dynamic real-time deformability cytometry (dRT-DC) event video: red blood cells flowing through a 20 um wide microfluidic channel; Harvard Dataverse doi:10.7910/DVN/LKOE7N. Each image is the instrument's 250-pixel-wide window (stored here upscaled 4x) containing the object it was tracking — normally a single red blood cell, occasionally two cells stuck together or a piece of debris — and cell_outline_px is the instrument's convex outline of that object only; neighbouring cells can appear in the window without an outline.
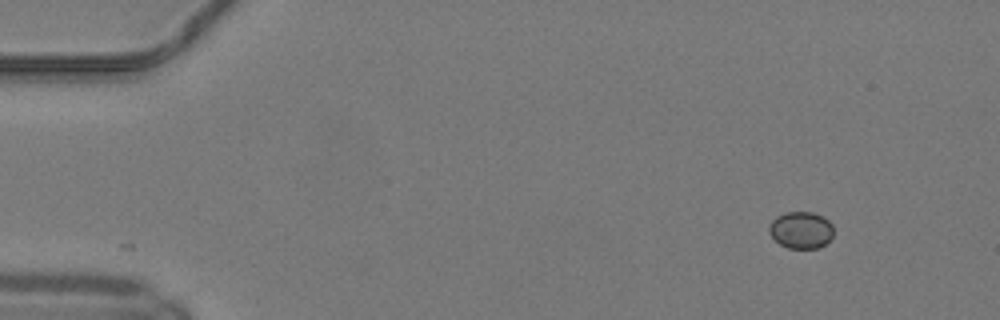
{"species": "common noctule bat (a hibernating species)", "species_latin": "Nyctalus noctula", "temperature_condition": "warm", "stored_images_in_passage": 46, "camera_frame_rate_fps": 3000, "um_per_image_px": 0.085, "animal": {"sex": "male", "body_mass_g": 19.2, "forearm_length_mm": 51.8}, "frame": {"image": 1, "passage_image": 1, "time_ms": 0.0, "image_size_px": [1000, 320], "cell_outline_px": [[832, 236], [824, 244], [816, 248], [788, 248], [780, 244], [768, 232], [768, 224], [776, 216], [784, 212], [812, 212], [828, 220], [832, 224]], "centroid_in_image_um": [68.04, 19.54], "position_along_channel_um": 17.0, "area_um2": 13.76}}
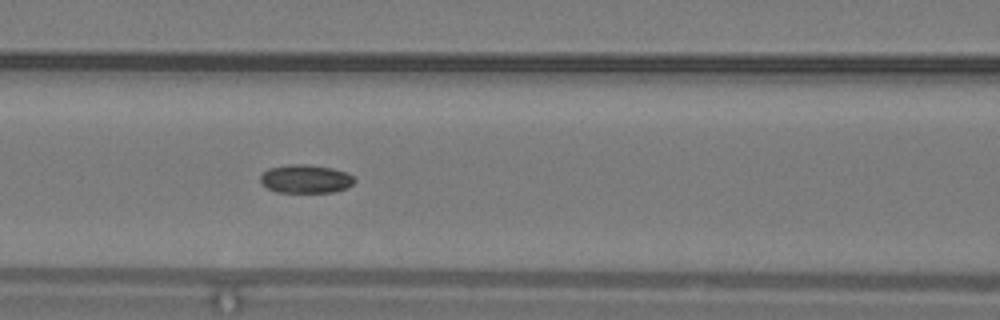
{"frame": {"image": 2, "passage_image": 18, "time_ms": 5.667, "image_size_px": [1000, 320], "cell_outline_px": [[356, 180], [352, 184], [344, 188], [332, 192], [276, 192], [268, 188], [260, 180], [260, 176], [268, 168], [288, 164], [304, 164], [332, 168], [348, 172]], "centroid_in_image_um": [25.98, 15.19], "position_along_channel_um": 140.6, "area_um2": 15.49}}
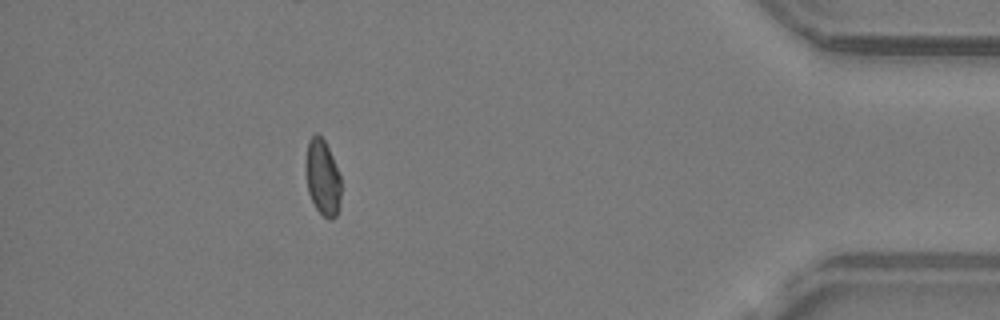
{"frame": {"image": 3, "passage_image": 41, "time_ms": 13.333, "image_size_px": [1000, 320], "cell_outline_px": [[340, 208], [336, 216], [332, 220], [328, 220], [316, 208], [308, 192], [304, 168], [304, 164], [308, 140], [316, 132], [324, 140], [332, 156], [340, 176]], "centroid_in_image_um": [27.4, 15.09], "position_along_channel_um": 407.8, "area_um2": 15.84}, "authors_computed_cell_mechanics": {"area_um2": 15.7505, "velocity_mm_per_s": 4.1644, "shape_relaxation_time_tau1_ms": null, "shape_relaxation_time_tau2_ms": 2.0672, "deformation_change_tau1": null, "deformation_change_tau2": 0.0416}}